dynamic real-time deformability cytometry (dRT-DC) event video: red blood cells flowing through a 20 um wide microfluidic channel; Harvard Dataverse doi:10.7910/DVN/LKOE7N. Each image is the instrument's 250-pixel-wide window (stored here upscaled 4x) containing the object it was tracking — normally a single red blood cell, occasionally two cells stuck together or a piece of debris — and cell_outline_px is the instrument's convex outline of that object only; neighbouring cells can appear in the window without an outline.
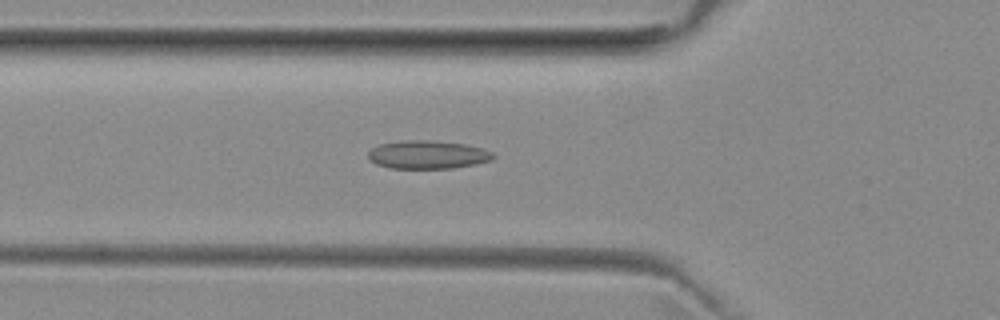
{"species": "common noctule bat (a hibernating species)", "species_latin": "Nyctalus noctula", "temperature_condition": "room temperature", "stored_images_in_passage": 51, "camera_frame_rate_fps": 3000, "um_per_image_px": 0.085, "animal": {"sex": "female", "body_mass_g": 29.2, "forearm_length_mm": 56.3}, "frame": {"image": 1, "passage_image": 17, "time_ms": 5.333, "image_size_px": [1000, 320], "cell_outline_px": [[496, 156], [492, 160], [476, 164], [452, 168], [392, 168], [376, 164], [368, 160], [368, 152], [372, 148], [380, 144], [404, 140], [432, 140], [464, 144], [480, 148], [492, 152]], "centroid_in_image_um": [36.34, 13.15], "position_along_channel_um": 89.5, "area_um2": 20.58}}
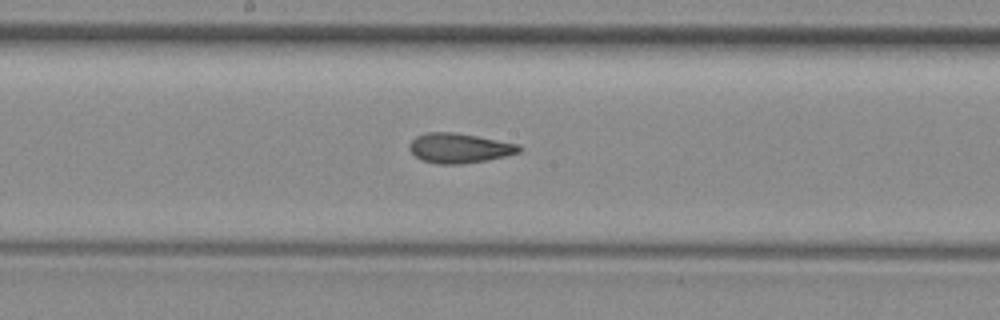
{"frame": {"image": 2, "passage_image": 26, "time_ms": 8.333, "image_size_px": [1000, 320], "cell_outline_px": [[524, 148], [520, 152], [508, 156], [488, 160], [460, 164], [436, 164], [420, 160], [408, 148], [408, 144], [416, 136], [424, 132], [452, 132], [476, 136], [520, 144]], "centroid_in_image_um": [39.05, 12.59], "position_along_channel_um": 209.1, "area_um2": 19.31}}
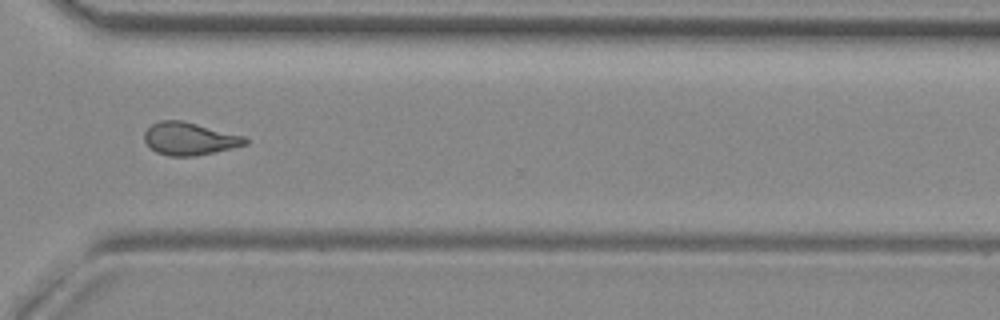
{"frame": {"image": 3, "passage_image": 37, "time_ms": 12.0, "image_size_px": [1000, 320], "cell_outline_px": [[248, 144], [232, 148], [192, 156], [168, 156], [156, 152], [144, 140], [144, 132], [152, 124], [160, 120], [180, 120], [244, 136], [248, 140]], "centroid_in_image_um": [16.08, 11.79], "position_along_channel_um": 354.5, "area_um2": 18.9}, "authors_computed_cell_mechanics": {"area_um2": 19.363, "velocity_mm_per_s": 3.9679, "shape_relaxation_time_tau1_ms": 10.2026, "shape_relaxation_time_tau2_ms": 1.8132, "deformation_change_tau1": 0.2456, "deformation_change_tau2": 0.1005}}